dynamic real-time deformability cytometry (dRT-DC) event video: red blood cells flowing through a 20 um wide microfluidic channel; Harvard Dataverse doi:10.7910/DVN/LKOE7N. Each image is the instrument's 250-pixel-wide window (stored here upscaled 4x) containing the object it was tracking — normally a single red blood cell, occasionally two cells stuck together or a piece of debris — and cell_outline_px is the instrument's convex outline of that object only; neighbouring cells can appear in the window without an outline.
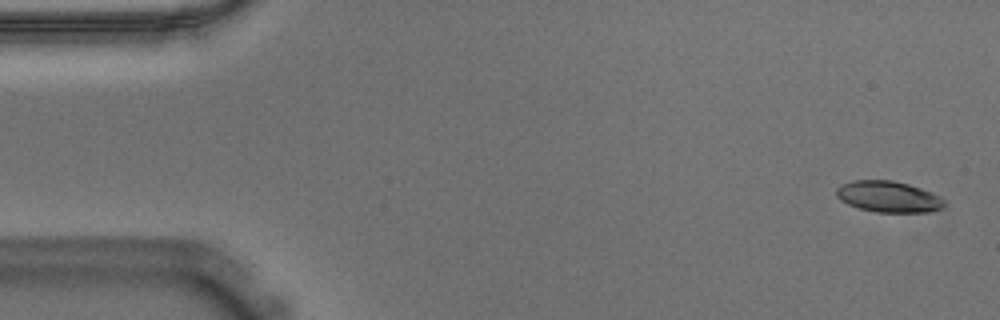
{"species": "Egyptian fruit bat (a non-hibernating species)", "species_latin": "Rousettus aegyptiacus", "temperature_condition": "warm", "stored_images_in_passage": 56, "camera_frame_rate_fps": 3000, "um_per_image_px": 0.085, "animal": {"sex": "male"}, "frame": {"image": 1, "passage_image": 2, "time_ms": 0.333, "image_size_px": [1000, 320], "cell_outline_px": [[944, 204], [940, 208], [928, 212], [876, 212], [860, 208], [848, 204], [840, 200], [836, 196], [836, 188], [840, 184], [852, 180], [892, 180], [908, 184], [920, 188], [940, 196], [944, 200]], "centroid_in_image_um": [75.47, 16.71], "position_along_channel_um": 9.5, "area_um2": 19.54}}
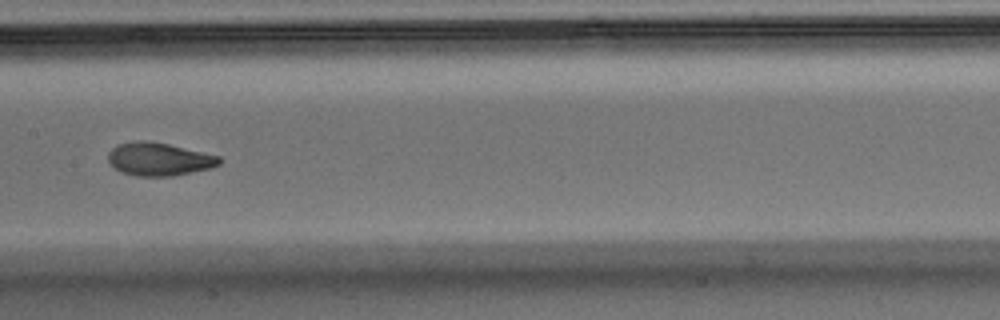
{"frame": {"image": 2, "passage_image": 27, "time_ms": 8.667, "image_size_px": [1000, 320], "cell_outline_px": [[220, 164], [212, 168], [172, 176], [136, 176], [124, 172], [116, 168], [108, 160], [108, 152], [116, 144], [136, 140], [148, 140], [168, 144], [220, 156]], "centroid_in_image_um": [13.51, 13.51], "position_along_channel_um": 193.9, "area_um2": 21.39}}
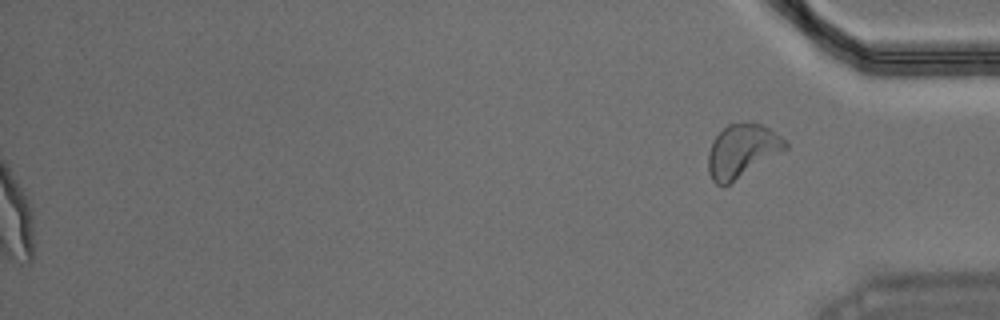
{"frame": {"image": 3, "passage_image": 56, "time_ms": 18.333, "image_size_px": [1000, 320], "cell_outline_px": [[788, 148], [724, 188], [716, 184], [712, 180], [708, 172], [708, 152], [712, 140], [728, 124], [740, 120], [748, 120], [760, 124], [776, 132], [788, 144]], "centroid_in_image_um": [63.05, 12.81], "position_along_channel_um": 372.2, "area_um2": 24.45}, "authors_computed_cell_mechanics": {"area_um2": 21.2415, "velocity_mm_per_s": 3.6409, "shape_relaxation_time_tau1_ms": 3.3916, "shape_relaxation_time_tau2_ms": 1.4907, "deformation_change_tau1": 0.1898, "deformation_change_tau2": 0.0706}}